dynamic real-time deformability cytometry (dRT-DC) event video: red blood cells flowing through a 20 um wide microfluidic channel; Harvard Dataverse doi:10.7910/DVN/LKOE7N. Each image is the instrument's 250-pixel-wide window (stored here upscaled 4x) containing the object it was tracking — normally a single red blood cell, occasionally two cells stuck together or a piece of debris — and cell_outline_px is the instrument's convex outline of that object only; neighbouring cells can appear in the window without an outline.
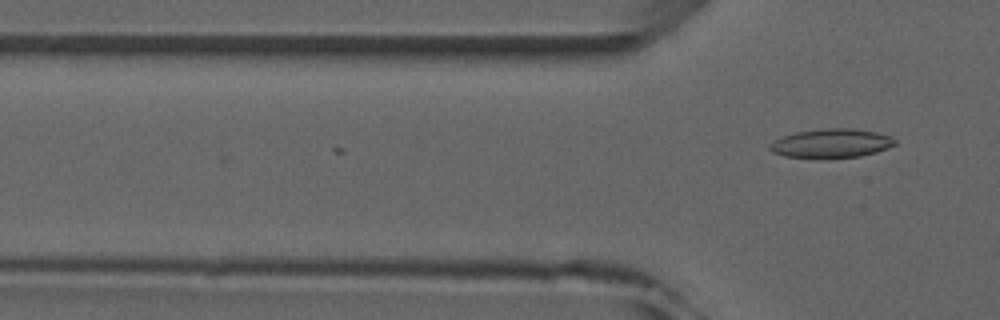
{"species": "common noctule bat (a hibernating species)", "species_latin": "Nyctalus noctula", "temperature_condition": "room temperature", "stored_images_in_passage": 4, "camera_frame_rate_fps": 3000, "um_per_image_px": 0.085, "animal": {"sex": "male", "forearm_length_mm": 52.5}, "frame": {"image": 1, "passage_image": 4, "time_ms": 4.0, "image_size_px": [1000, 320], "cell_outline_px": [[896, 144], [876, 152], [860, 156], [784, 156], [772, 152], [768, 148], [768, 144], [784, 136], [796, 132], [820, 128], [856, 128], [876, 132], [892, 136], [896, 140]], "centroid_in_image_um": [70.69, 12.14], "position_along_channel_um": 55.1, "area_um2": 20.63}}